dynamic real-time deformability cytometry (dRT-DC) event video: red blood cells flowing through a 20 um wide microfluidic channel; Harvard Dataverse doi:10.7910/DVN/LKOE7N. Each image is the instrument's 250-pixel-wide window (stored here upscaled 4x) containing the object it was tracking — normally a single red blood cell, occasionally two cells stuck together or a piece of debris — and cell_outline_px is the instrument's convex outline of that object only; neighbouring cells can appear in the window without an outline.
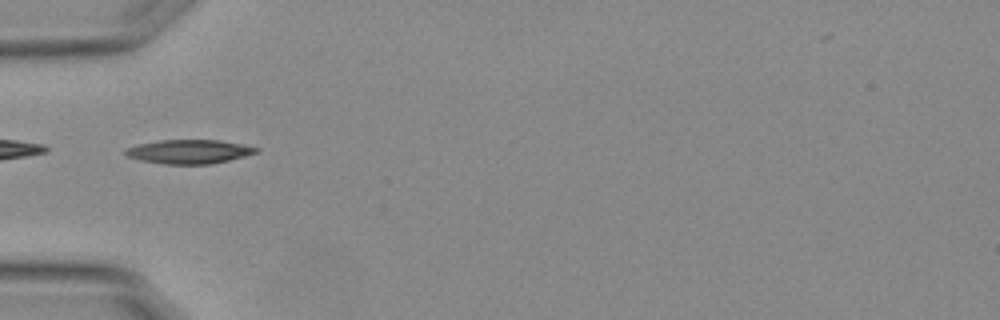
{"species": "Egyptian fruit bat (a non-hibernating species)", "species_latin": "Rousettus aegyptiacus", "temperature_condition": "warm", "stored_images_in_passage": 37, "camera_frame_rate_fps": 3000, "um_per_image_px": 0.085, "animal": {"sex": "female"}, "frame": {"image": 1, "passage_image": 1, "time_ms": 0.0, "image_size_px": [1000, 320], "cell_outline_px": [[260, 148], [256, 152], [244, 156], [212, 164], [164, 164], [140, 160], [128, 156], [124, 152], [128, 148], [140, 144], [160, 140], [220, 140]], "centroid_in_image_um": [16.08, 12.89], "position_along_channel_um": 68.9, "area_um2": 17.98}}
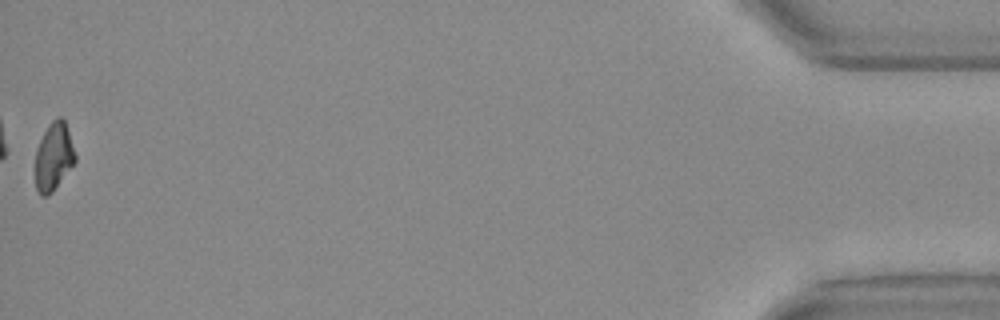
{"frame": {"image": 2, "passage_image": 37, "time_ms": 12.0, "image_size_px": [1000, 320], "cell_outline_px": [[76, 160], [52, 192], [48, 196], [40, 196], [36, 188], [36, 148], [48, 124], [56, 116], [60, 116], [64, 120], [76, 156]], "centroid_in_image_um": [4.55, 13.31], "position_along_channel_um": 430.7, "area_um2": 15.55}}